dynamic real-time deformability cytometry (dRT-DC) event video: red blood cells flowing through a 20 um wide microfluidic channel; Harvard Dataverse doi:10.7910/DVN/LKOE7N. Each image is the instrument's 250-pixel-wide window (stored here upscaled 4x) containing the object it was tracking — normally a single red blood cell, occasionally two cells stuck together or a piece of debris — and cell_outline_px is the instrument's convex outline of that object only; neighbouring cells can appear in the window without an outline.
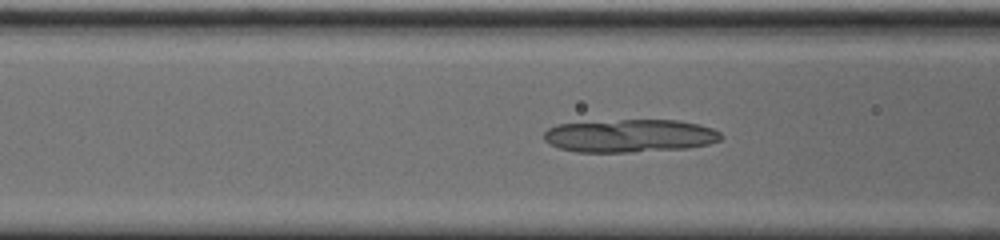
{"species": "common noctule bat (a hibernating species)", "species_latin": "Nyctalus noctula", "temperature_condition": "cold", "stored_images_in_passage": 50, "camera_frame_rate_fps": 3000, "um_per_image_px": 0.085, "animal": {"sex": "male", "body_mass_g": 20.0, "forearm_length_mm": 53.3}, "frame": {"image": 1, "passage_image": 16, "time_ms": 5.0, "image_size_px": [1000, 240], "cell_outline_px": [[724, 136], [720, 140], [708, 144], [688, 148], [632, 152], [576, 152], [560, 148], [544, 140], [544, 132], [548, 128], [556, 124], [620, 120], [680, 120], [700, 124], [712, 128], [720, 132]], "centroid_in_image_um": [53.57, 11.54], "position_along_channel_um": 113.0, "area_um2": 34.16}}
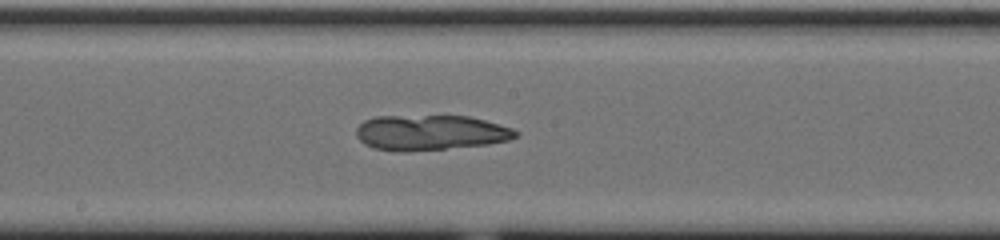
{"frame": {"image": 2, "passage_image": 24, "time_ms": 7.667, "image_size_px": [1000, 240], "cell_outline_px": [[520, 132], [516, 136], [508, 140], [488, 144], [408, 152], [372, 148], [364, 144], [356, 136], [356, 128], [364, 120], [376, 116], [468, 116], [484, 120], [512, 128]], "centroid_in_image_um": [36.55, 11.27], "position_along_channel_um": 211.6, "area_um2": 32.71}}
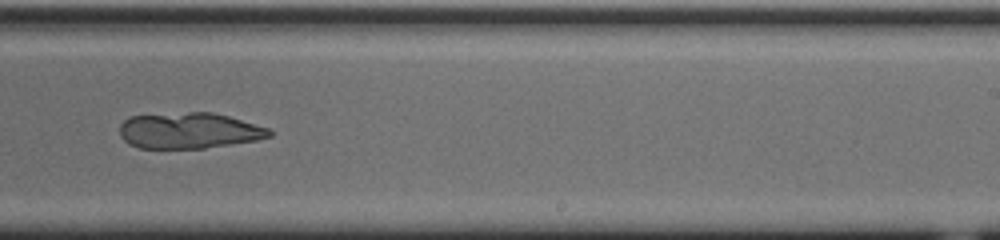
{"frame": {"image": 3, "passage_image": 29, "time_ms": 9.333, "image_size_px": [1000, 240], "cell_outline_px": [[272, 136], [256, 140], [204, 148], [140, 148], [128, 144], [120, 136], [120, 124], [128, 116], [188, 112], [212, 112], [228, 116], [268, 128], [272, 132]], "centroid_in_image_um": [16.03, 11.1], "position_along_channel_um": 273.0, "area_um2": 31.27}}